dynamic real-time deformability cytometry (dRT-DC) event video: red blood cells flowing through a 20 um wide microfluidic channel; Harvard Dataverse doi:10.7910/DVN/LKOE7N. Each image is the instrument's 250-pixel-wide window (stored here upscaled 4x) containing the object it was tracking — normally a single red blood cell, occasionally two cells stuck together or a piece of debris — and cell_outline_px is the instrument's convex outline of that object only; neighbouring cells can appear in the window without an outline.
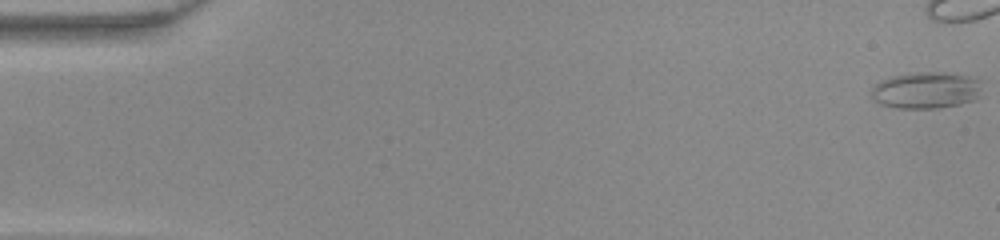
{"species": "common noctule bat (a hibernating species)", "species_latin": "Nyctalus noctula", "temperature_condition": "warm", "stored_images_in_passage": 38, "camera_frame_rate_fps": 3000, "um_per_image_px": 0.085, "animal": {"sex": "female", "body_mass_g": 22.0, "forearm_length_mm": 56.7}, "frame": {"image": 1, "passage_image": 1, "time_ms": 0.0, "image_size_px": [1000, 240], "cell_outline_px": [[980, 80], [976, 96], [972, 100], [960, 104], [936, 108], [896, 108], [880, 104], [872, 100], [872, 84], [880, 80], [892, 76], [912, 72], [944, 72], [968, 76]], "centroid_in_image_um": [78.61, 7.66], "position_along_channel_um": 6.4, "area_um2": 23.52}}